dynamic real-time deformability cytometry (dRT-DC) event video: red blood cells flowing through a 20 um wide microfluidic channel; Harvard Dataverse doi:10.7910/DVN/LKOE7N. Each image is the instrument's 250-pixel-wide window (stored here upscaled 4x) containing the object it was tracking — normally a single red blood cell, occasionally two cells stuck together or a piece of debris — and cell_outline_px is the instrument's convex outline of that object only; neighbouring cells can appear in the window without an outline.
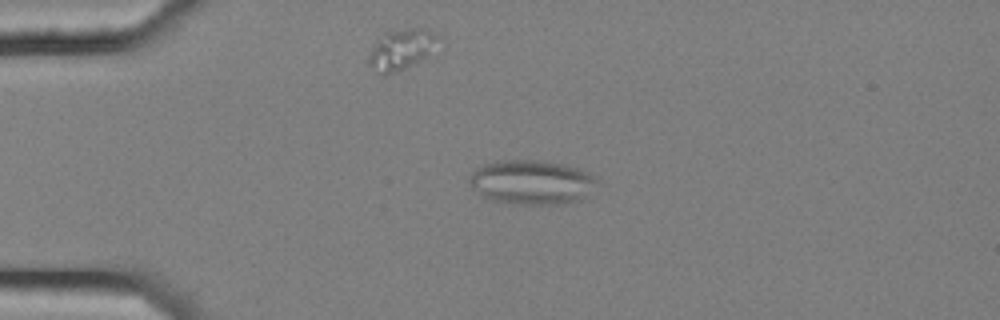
{"species": "common noctule bat (a hibernating species)", "species_latin": "Nyctalus noctula", "temperature_condition": "cold", "stored_images_in_passage": 4, "camera_frame_rate_fps": 3000, "um_per_image_px": 0.085, "animal": {"sex": "female", "body_mass_g": 25.1}, "frame": {"image": 1, "passage_image": 3, "time_ms": 0.667, "image_size_px": [1000, 320], "cell_outline_px": [[596, 180], [584, 196], [580, 200], [564, 204], [512, 204], [492, 200], [484, 196], [472, 188], [468, 180], [468, 176], [476, 168], [484, 164], [500, 160], [540, 160], [564, 164], [580, 168], [588, 172]], "centroid_in_image_um": [45.13, 15.48], "position_along_channel_um": 39.9, "area_um2": 32.83}}